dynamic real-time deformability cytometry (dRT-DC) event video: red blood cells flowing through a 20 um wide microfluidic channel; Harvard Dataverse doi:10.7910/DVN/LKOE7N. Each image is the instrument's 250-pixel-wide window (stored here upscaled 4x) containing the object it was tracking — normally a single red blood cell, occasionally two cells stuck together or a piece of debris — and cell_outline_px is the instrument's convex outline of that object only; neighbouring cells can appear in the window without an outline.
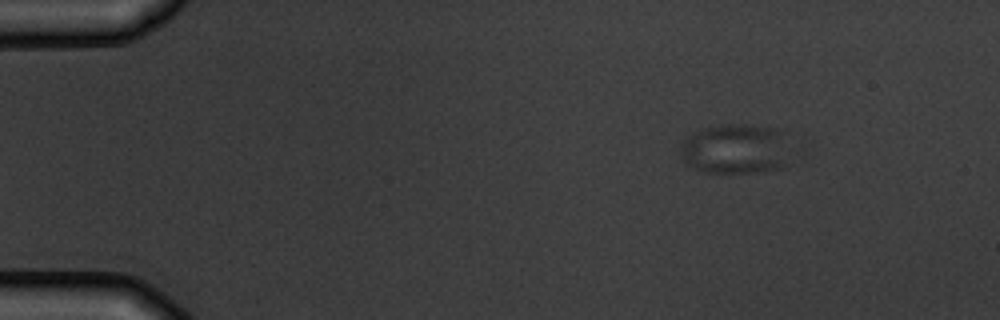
{"species": "common noctule bat (a hibernating species)", "species_latin": "Nyctalus noctula", "temperature_condition": "warm", "stored_images_in_passage": 5, "camera_frame_rate_fps": 3000, "um_per_image_px": 0.085, "animal": {"sex": "male", "body_mass_g": 19.5, "forearm_length_mm": 54.6}, "frame": {"image": 1, "passage_image": 1, "time_ms": 0.0, "image_size_px": [1000, 320], "cell_outline_px": [[788, 164], [784, 168], [756, 172], [700, 172], [688, 168], [684, 160], [680, 148], [680, 144], [684, 136], [704, 128], [724, 124], [740, 124], [784, 128]], "centroid_in_image_um": [62.5, 12.65], "position_along_channel_um": 22.5, "area_um2": 32.77}}
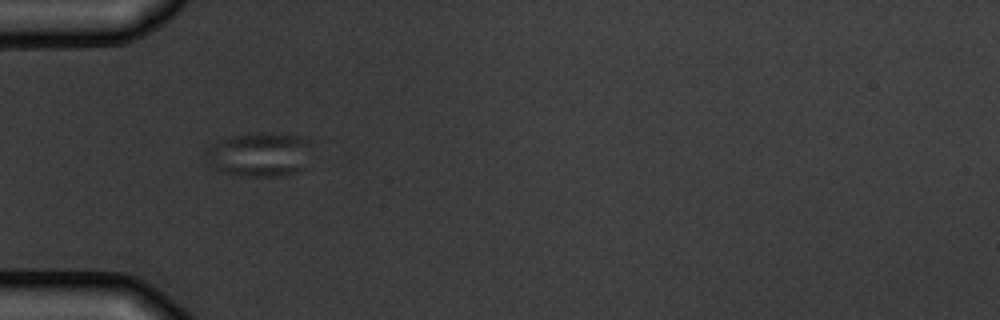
{"frame": {"image": 2, "passage_image": 4, "time_ms": 3.333, "image_size_px": [1000, 320], "cell_outline_px": [[308, 140], [304, 168], [280, 176], [248, 176], [228, 172], [216, 168], [208, 164], [208, 148], [232, 136], [252, 132], [268, 132], [296, 136]], "centroid_in_image_um": [22.05, 13.11], "position_along_channel_um": 63.0, "area_um2": 26.13}}
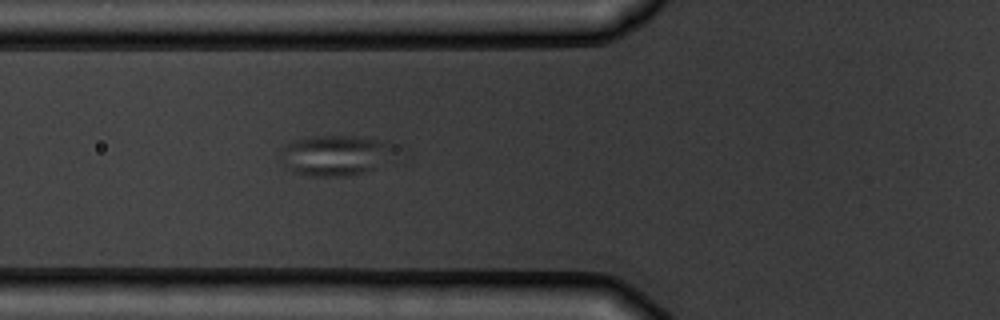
{"frame": {"image": 3, "passage_image": 5, "time_ms": 4.333, "image_size_px": [1000, 320], "cell_outline_px": [[404, 148], [376, 168], [352, 176], [308, 176], [292, 172], [280, 160], [280, 152], [292, 140], [312, 136], [356, 136], [392, 140], [404, 144]], "centroid_in_image_um": [28.68, 13.17], "position_along_channel_um": 97.1, "area_um2": 28.21}}